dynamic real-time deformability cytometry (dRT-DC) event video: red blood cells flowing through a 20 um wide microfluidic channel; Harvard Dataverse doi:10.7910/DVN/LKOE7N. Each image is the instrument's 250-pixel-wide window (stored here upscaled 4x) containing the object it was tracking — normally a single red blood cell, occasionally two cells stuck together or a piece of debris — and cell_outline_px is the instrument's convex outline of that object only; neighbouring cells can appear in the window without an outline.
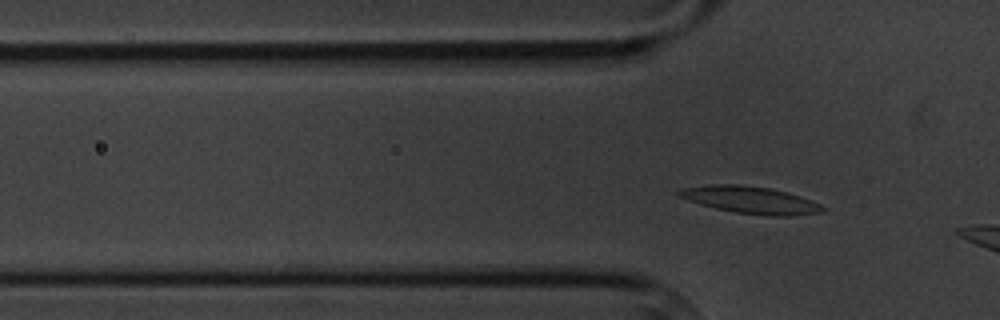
{"species": "common noctule bat (a hibernating species)", "species_latin": "Nyctalus noctula", "temperature_condition": "cold", "stored_images_in_passage": 7, "camera_frame_rate_fps": 3000, "um_per_image_px": 0.085, "animal": {"sex": "male", "body_mass_g": 20.1, "forearm_length_mm": 53.5}, "frame": {"image": 1, "passage_image": 7, "time_ms": 8.0, "image_size_px": [1000, 320], "cell_outline_px": [[828, 208], [824, 212], [788, 216], [768, 216], [736, 212], [716, 208], [700, 204], [676, 196], [676, 192], [684, 188], [712, 184], [736, 184], [768, 188], [788, 192], [800, 196], [820, 204]], "centroid_in_image_um": [63.82, 17.0], "position_along_channel_um": 62.0, "area_um2": 22.66}}